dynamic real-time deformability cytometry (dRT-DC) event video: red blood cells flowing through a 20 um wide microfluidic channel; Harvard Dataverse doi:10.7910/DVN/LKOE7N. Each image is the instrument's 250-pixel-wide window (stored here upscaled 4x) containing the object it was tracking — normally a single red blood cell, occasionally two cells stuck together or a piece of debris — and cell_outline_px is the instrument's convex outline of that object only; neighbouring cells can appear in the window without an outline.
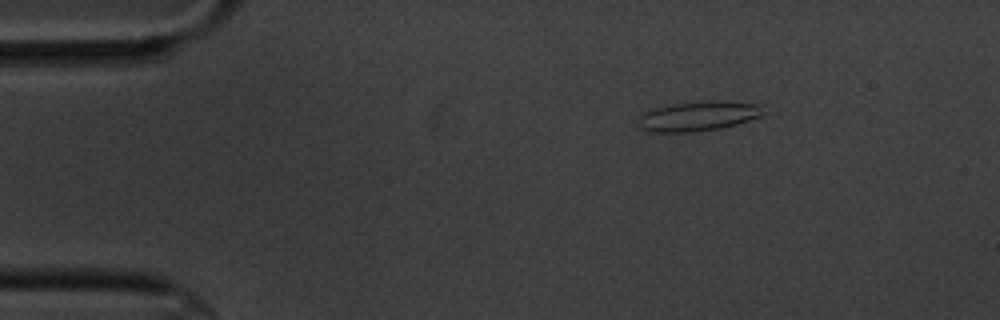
{"species": "common noctule bat (a hibernating species)", "species_latin": "Nyctalus noctula", "temperature_condition": "cold", "stored_images_in_passage": 4, "camera_frame_rate_fps": 3000, "um_per_image_px": 0.085, "animal": {"sex": "male", "body_mass_g": 20.1, "forearm_length_mm": 53.5}, "frame": {"image": 1, "passage_image": 2, "time_ms": 1.667, "image_size_px": [1000, 320], "cell_outline_px": [[764, 116], [736, 124], [720, 128], [692, 132], [648, 132], [640, 128], [636, 124], [640, 116], [648, 108], [672, 104], [712, 100], [716, 100], [764, 104]], "centroid_in_image_um": [59.35, 9.86], "position_along_channel_um": 25.6, "area_um2": 22.2}}